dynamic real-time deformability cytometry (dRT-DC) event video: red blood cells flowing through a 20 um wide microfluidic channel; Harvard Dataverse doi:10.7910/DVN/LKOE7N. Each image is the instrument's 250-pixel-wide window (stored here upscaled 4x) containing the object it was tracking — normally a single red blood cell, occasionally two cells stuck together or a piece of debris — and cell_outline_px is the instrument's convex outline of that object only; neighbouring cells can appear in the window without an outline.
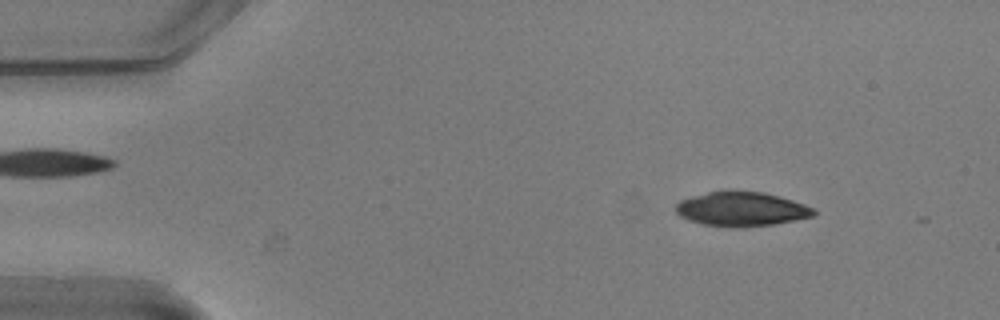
{"species": "common noctule bat (a hibernating species)", "species_latin": "Nyctalus noctula", "temperature_condition": "warm", "stored_images_in_passage": 3, "camera_frame_rate_fps": 3000, "um_per_image_px": 0.085, "animal": {"sex": "male", "body_mass_g": 20.5, "forearm_length_mm": 52.5}, "frame": {"image": 1, "passage_image": 1, "time_ms": 0.0, "image_size_px": [1000, 320], "cell_outline_px": [[816, 216], [776, 224], [748, 228], [728, 228], [704, 224], [688, 220], [680, 216], [676, 212], [676, 204], [680, 200], [692, 196], [708, 192], [732, 188], [764, 192], [780, 196], [816, 208]], "centroid_in_image_um": [63.06, 17.76], "position_along_channel_um": 21.9, "area_um2": 28.61}}